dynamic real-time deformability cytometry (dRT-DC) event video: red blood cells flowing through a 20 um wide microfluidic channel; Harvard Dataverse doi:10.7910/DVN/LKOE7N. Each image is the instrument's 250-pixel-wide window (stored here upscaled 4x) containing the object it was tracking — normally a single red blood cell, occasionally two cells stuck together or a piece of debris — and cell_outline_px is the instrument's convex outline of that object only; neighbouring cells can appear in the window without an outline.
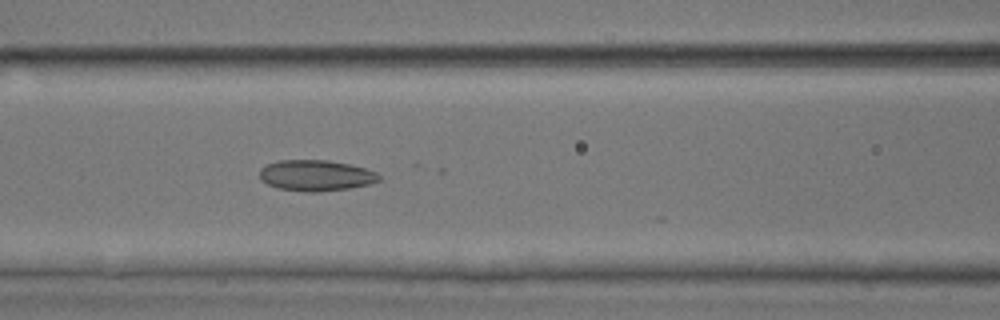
{"species": "common noctule bat (a hibernating species)", "species_latin": "Nyctalus noctula", "temperature_condition": "room temperature", "stored_images_in_passage": 50, "camera_frame_rate_fps": 3000, "um_per_image_px": 0.085, "animal": {"sex": "male", "body_mass_g": 17.9, "forearm_length_mm": 54.2}, "frame": {"image": 1, "passage_image": 25, "time_ms": 8.0, "image_size_px": [1000, 320], "cell_outline_px": [[380, 180], [368, 184], [348, 188], [320, 192], [308, 192], [276, 188], [260, 180], [260, 168], [268, 164], [280, 160], [328, 160], [348, 164], [364, 168], [376, 172], [380, 176]], "centroid_in_image_um": [26.82, 14.92], "position_along_channel_um": 139.8, "area_um2": 21.44}}
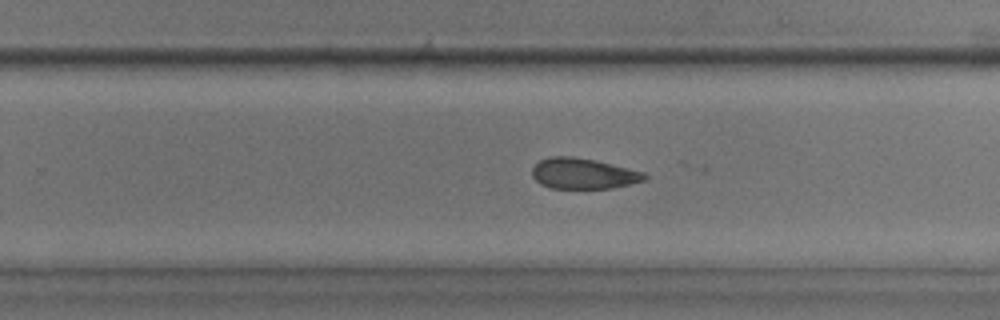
{"frame": {"image": 2, "passage_image": 36, "time_ms": 11.667, "image_size_px": [1000, 320], "cell_outline_px": [[648, 176], [644, 180], [612, 188], [552, 188], [540, 184], [532, 176], [532, 168], [540, 160], [548, 156], [572, 156], [612, 164], [644, 172]], "centroid_in_image_um": [49.55, 14.75], "position_along_channel_um": 280.3, "area_um2": 19.94}}
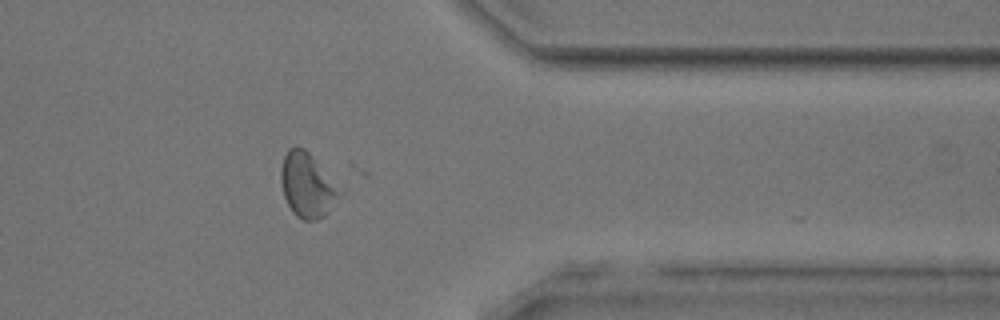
{"frame": {"image": 3, "passage_image": 45, "time_ms": 14.667, "image_size_px": [1000, 320], "cell_outline_px": [[344, 192], [328, 212], [324, 216], [316, 220], [304, 220], [296, 216], [292, 212], [284, 196], [280, 180], [280, 168], [284, 156], [288, 148], [304, 148], [344, 188]], "centroid_in_image_um": [26.17, 15.75], "position_along_channel_um": 385.2, "area_um2": 22.48}, "authors_computed_cell_mechanics": {"area_um2": 21.8484, "velocity_mm_per_s": 3.8473, "shape_relaxation_time_tau1_ms": 6.7025, "shape_relaxation_time_tau2_ms": 10.4315, "deformation_change_tau1": 0.0844, "deformation_change_tau2": 0.1468}}